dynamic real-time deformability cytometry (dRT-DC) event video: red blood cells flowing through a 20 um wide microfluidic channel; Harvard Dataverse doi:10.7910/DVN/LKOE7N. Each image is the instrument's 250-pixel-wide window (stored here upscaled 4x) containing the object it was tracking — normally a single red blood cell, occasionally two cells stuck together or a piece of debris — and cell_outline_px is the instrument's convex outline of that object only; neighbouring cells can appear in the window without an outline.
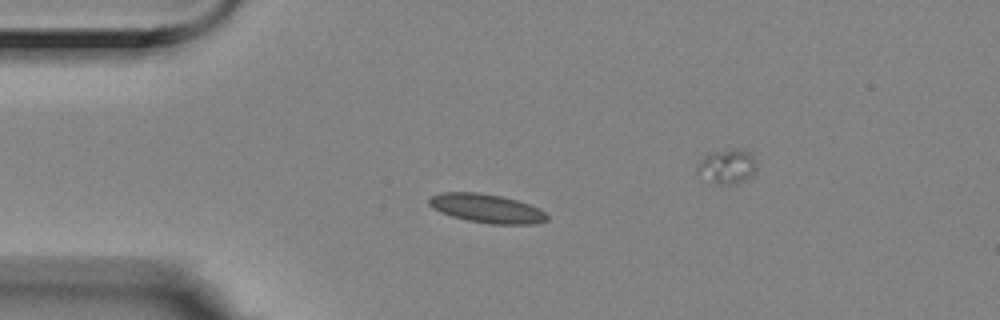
{"species": "Egyptian fruit bat (a non-hibernating species)", "species_latin": "Rousettus aegyptiacus", "temperature_condition": "room temperature", "stored_images_in_passage": 9, "camera_frame_rate_fps": 3000, "um_per_image_px": 0.085, "animal": {"sex": "female"}, "frame": {"image": 1, "passage_image": 3, "time_ms": 0.667, "image_size_px": [1000, 320], "cell_outline_px": [[548, 220], [536, 224], [488, 224], [468, 220], [452, 216], [440, 212], [428, 204], [428, 200], [432, 196], [440, 192], [476, 192], [500, 196], [516, 200], [540, 208], [548, 216]], "centroid_in_image_um": [41.38, 17.72], "position_along_channel_um": 43.6, "area_um2": 19.77}}
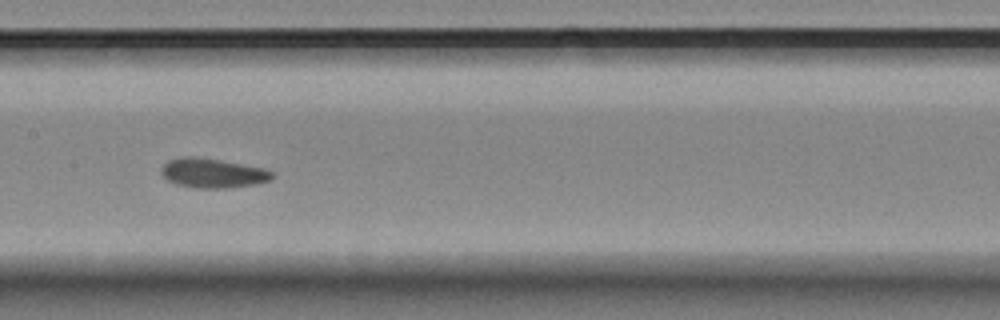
{"frame": {"image": 2, "passage_image": 7, "time_ms": 2.0, "image_size_px": [1000, 320], "cell_outline_px": [[272, 180], [256, 184], [228, 188], [196, 188], [176, 184], [168, 180], [160, 172], [164, 164], [168, 160], [184, 156], [192, 156], [264, 168], [272, 172]], "centroid_in_image_um": [18.07, 14.73], "position_along_channel_um": 189.3, "area_um2": 18.79}}
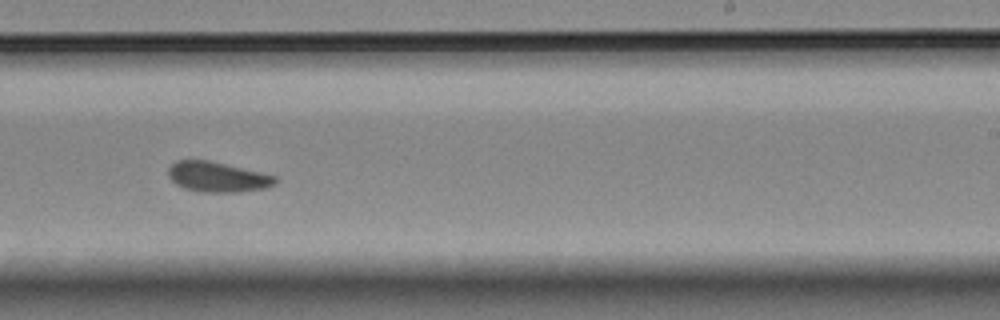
{"frame": {"image": 3, "passage_image": 9, "time_ms": 2.667, "image_size_px": [1000, 320], "cell_outline_px": [[276, 184], [264, 188], [240, 192], [200, 192], [184, 188], [176, 184], [168, 176], [168, 168], [176, 160], [208, 160], [276, 176]], "centroid_in_image_um": [18.46, 15.04], "position_along_channel_um": 270.5, "area_um2": 18.67}}